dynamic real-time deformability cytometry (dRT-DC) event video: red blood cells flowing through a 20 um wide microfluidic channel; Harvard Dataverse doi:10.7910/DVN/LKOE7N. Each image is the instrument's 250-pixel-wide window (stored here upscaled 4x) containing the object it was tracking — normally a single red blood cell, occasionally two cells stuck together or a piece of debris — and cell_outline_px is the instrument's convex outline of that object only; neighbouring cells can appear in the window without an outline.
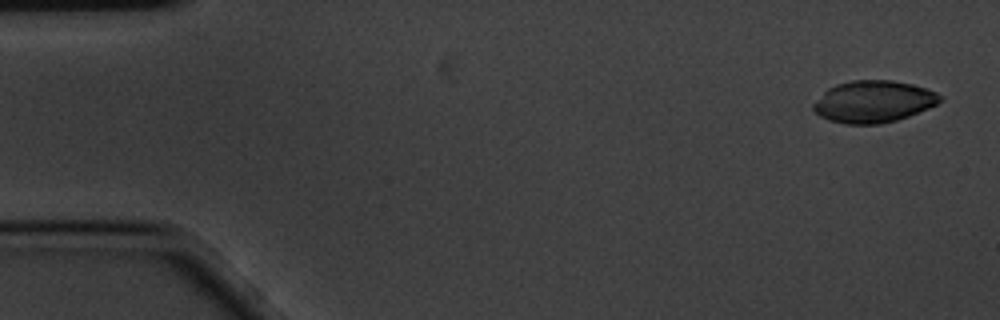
{"species": "common noctule bat (a hibernating species)", "species_latin": "Nyctalus noctula", "temperature_condition": "cold", "stored_images_in_passage": 3, "camera_frame_rate_fps": 3000, "um_per_image_px": 0.085, "animal": {"sex": "male", "body_mass_g": 20.1, "forearm_length_mm": 53.5}, "frame": {"image": 1, "passage_image": 1, "time_ms": 0.0, "image_size_px": [1000, 320], "cell_outline_px": [[944, 100], [928, 108], [908, 116], [896, 120], [880, 124], [844, 124], [828, 120], [820, 116], [812, 108], [812, 104], [828, 88], [836, 84], [852, 80], [892, 80], [912, 84], [936, 92], [944, 96]], "centroid_in_image_um": [74.24, 8.63], "position_along_channel_um": 10.8, "area_um2": 30.98}}